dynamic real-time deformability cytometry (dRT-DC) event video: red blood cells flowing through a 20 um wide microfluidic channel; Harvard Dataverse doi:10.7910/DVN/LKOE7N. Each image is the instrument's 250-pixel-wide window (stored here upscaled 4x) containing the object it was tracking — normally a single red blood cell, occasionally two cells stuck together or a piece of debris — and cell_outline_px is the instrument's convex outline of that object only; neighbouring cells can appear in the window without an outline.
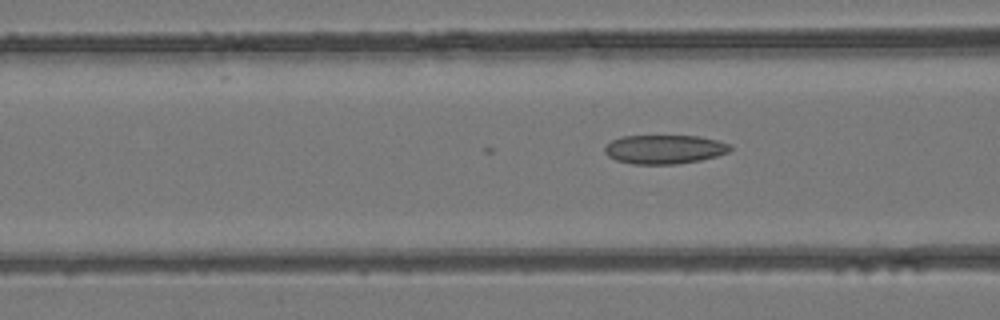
{"species": "common noctule bat (a hibernating species)", "species_latin": "Nyctalus noctula", "temperature_condition": "room temperature", "stored_images_in_passage": 20, "camera_frame_rate_fps": 3000, "um_per_image_px": 0.085, "animal": {"sex": "female", "body_mass_g": 24.6, "forearm_length_mm": 56.2}, "frame": {"image": 1, "passage_image": 20, "time_ms": 6.333, "image_size_px": [1000, 320], "cell_outline_px": [[732, 148], [728, 152], [716, 156], [700, 160], [676, 164], [632, 164], [616, 160], [608, 156], [604, 152], [604, 148], [612, 140], [620, 136], [700, 136], [732, 144]], "centroid_in_image_um": [56.48, 12.69], "position_along_channel_um": 110.1, "area_um2": 21.21}}